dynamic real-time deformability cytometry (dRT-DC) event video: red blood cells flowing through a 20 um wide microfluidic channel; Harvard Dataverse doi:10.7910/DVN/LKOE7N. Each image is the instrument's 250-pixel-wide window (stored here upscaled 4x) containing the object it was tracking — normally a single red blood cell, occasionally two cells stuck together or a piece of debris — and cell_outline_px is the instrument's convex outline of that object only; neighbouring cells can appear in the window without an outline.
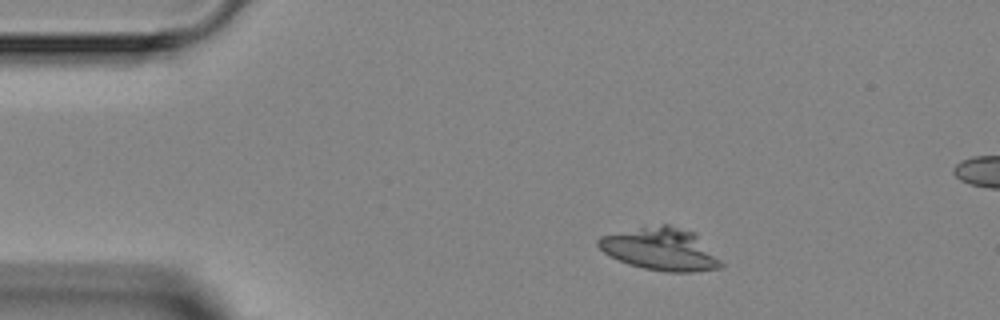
{"species": "Egyptian fruit bat (a non-hibernating species)", "species_latin": "Rousettus aegyptiacus", "temperature_condition": "room temperature", "stored_images_in_passage": 4, "camera_frame_rate_fps": 3000, "um_per_image_px": 0.085, "animal": {"sex": "female"}, "frame": {"image": 1, "passage_image": 1, "time_ms": 0.0, "image_size_px": [1000, 320], "cell_outline_px": [[724, 268], [696, 272], [664, 272], [644, 268], [628, 264], [608, 256], [596, 244], [596, 240], [600, 236], [640, 228], [664, 224], [668, 224], [696, 232], [724, 264]], "centroid_in_image_um": [56.2, 21.2], "position_along_channel_um": 28.8, "area_um2": 30.63}}
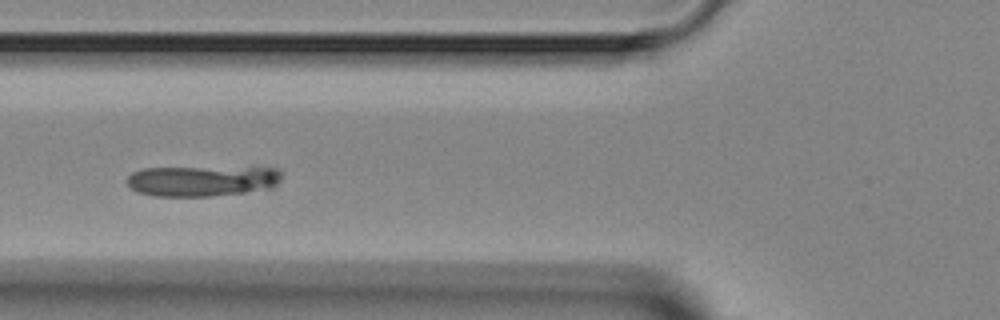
{"frame": {"image": 2, "passage_image": 4, "time_ms": 3.333, "image_size_px": [1000, 320], "cell_outline_px": [[280, 180], [272, 188], [244, 192], [212, 196], [152, 196], [136, 192], [128, 184], [128, 176], [132, 172], [140, 168], [252, 164], [276, 168], [280, 172]], "centroid_in_image_um": [17.25, 15.3], "position_along_channel_um": 108.5, "area_um2": 29.3}}